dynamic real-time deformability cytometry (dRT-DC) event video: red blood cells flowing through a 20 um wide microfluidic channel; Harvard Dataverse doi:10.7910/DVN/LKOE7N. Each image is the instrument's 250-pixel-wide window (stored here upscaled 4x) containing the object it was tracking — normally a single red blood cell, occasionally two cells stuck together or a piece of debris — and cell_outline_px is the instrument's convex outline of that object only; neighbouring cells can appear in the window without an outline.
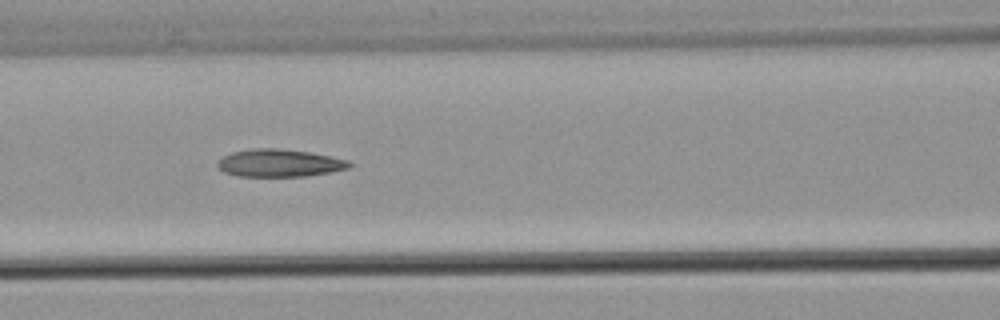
{"species": "common noctule bat (a hibernating species)", "species_latin": "Nyctalus noctula", "temperature_condition": "warm", "stored_images_in_passage": 10, "camera_frame_rate_fps": 3000, "um_per_image_px": 0.085, "animal": {"sex": "male", "body_mass_g": 21.5, "forearm_length_mm": 52.0}, "frame": {"image": 1, "passage_image": 9, "time_ms": 10.667, "image_size_px": [1000, 320], "cell_outline_px": [[352, 164], [348, 168], [332, 172], [304, 176], [236, 176], [224, 172], [216, 168], [216, 164], [224, 156], [232, 152], [252, 148], [276, 148], [308, 152], [348, 160]], "centroid_in_image_um": [23.71, 13.86], "position_along_channel_um": 142.9, "area_um2": 21.1}}